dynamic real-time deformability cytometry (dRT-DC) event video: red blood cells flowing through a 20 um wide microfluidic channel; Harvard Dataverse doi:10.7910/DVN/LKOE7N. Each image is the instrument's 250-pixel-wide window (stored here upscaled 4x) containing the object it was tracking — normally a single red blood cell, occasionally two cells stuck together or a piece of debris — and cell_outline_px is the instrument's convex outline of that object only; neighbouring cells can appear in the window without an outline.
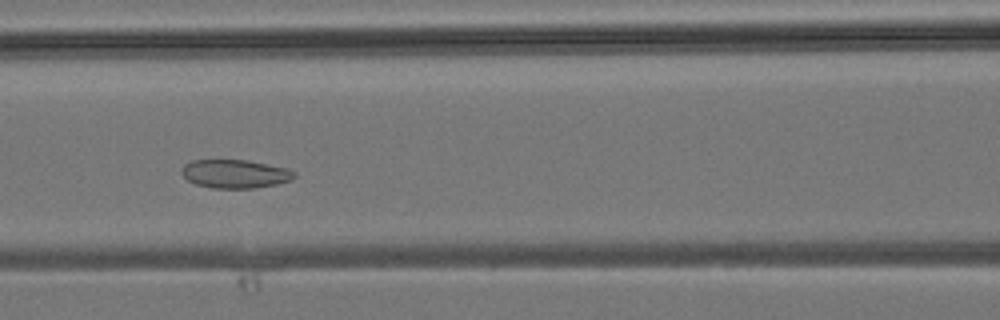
{"species": "common noctule bat (a hibernating species)", "species_latin": "Nyctalus noctula", "temperature_condition": "room temperature", "stored_images_in_passage": 41, "camera_frame_rate_fps": 3000, "um_per_image_px": 0.085, "animal": {"sex": "male", "body_mass_g": 19.2, "forearm_length_mm": 51.8}, "frame": {"image": 1, "passage_image": 17, "time_ms": 5.333, "image_size_px": [1000, 320], "cell_outline_px": [[296, 176], [288, 180], [276, 184], [256, 188], [212, 188], [196, 184], [188, 180], [180, 172], [184, 164], [192, 160], [248, 160], [288, 168], [296, 172]], "centroid_in_image_um": [19.98, 14.77], "position_along_channel_um": 146.6, "area_um2": 18.73}}
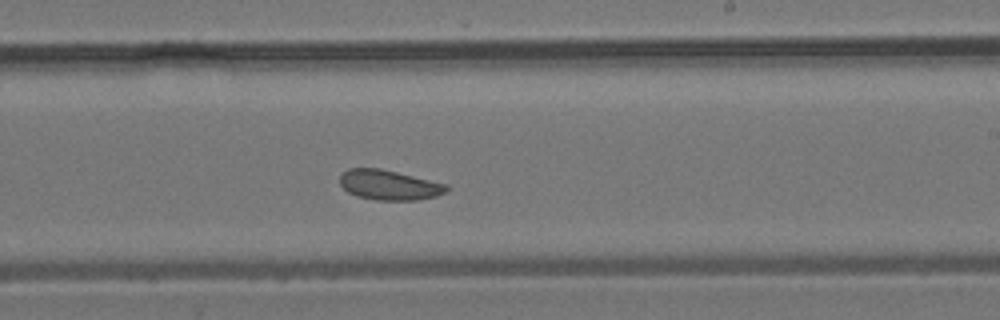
{"frame": {"image": 2, "passage_image": 24, "time_ms": 7.667, "image_size_px": [1000, 320], "cell_outline_px": [[448, 192], [436, 196], [420, 200], [376, 200], [356, 196], [348, 192], [340, 184], [340, 176], [348, 168], [380, 168], [448, 184]], "centroid_in_image_um": [33.1, 15.73], "position_along_channel_um": 255.9, "area_um2": 18.73}}
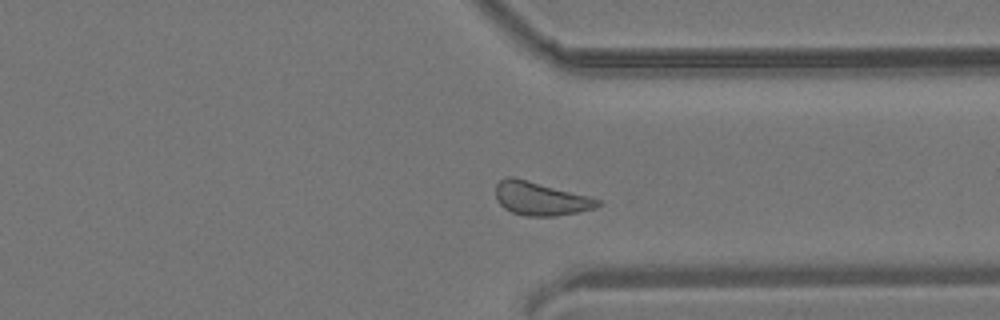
{"frame": {"image": 3, "passage_image": 31, "time_ms": 10.0, "image_size_px": [1000, 320], "cell_outline_px": [[600, 204], [596, 208], [556, 216], [524, 216], [512, 212], [504, 208], [496, 200], [496, 184], [500, 180], [508, 176], [512, 176], [528, 180], [588, 196], [600, 200]], "centroid_in_image_um": [45.91, 16.88], "position_along_channel_um": 365.5, "area_um2": 19.77}}